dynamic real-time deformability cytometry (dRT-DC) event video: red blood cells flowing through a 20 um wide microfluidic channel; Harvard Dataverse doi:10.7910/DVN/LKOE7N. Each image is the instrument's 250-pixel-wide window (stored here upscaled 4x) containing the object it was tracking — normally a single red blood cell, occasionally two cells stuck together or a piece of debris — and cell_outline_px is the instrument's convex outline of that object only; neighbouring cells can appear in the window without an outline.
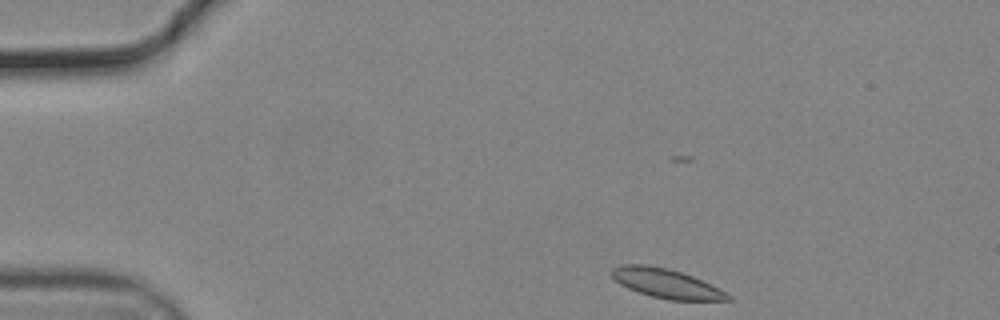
{"species": "common noctule bat (a hibernating species)", "species_latin": "Nyctalus noctula", "temperature_condition": "cold", "stored_images_in_passage": 5, "camera_frame_rate_fps": 3000, "um_per_image_px": 0.085, "animal": {"sex": "male", "body_mass_g": 19.2, "forearm_length_mm": 51.8}, "frame": {"image": 1, "passage_image": 1, "time_ms": 0.0, "image_size_px": [1000, 320], "cell_outline_px": [[732, 300], [668, 300], [652, 296], [628, 288], [620, 284], [612, 276], [612, 268], [620, 264], [644, 264], [668, 268], [692, 276], [732, 296]], "centroid_in_image_um": [56.59, 24.08], "position_along_channel_um": 28.4, "area_um2": 19.42}}